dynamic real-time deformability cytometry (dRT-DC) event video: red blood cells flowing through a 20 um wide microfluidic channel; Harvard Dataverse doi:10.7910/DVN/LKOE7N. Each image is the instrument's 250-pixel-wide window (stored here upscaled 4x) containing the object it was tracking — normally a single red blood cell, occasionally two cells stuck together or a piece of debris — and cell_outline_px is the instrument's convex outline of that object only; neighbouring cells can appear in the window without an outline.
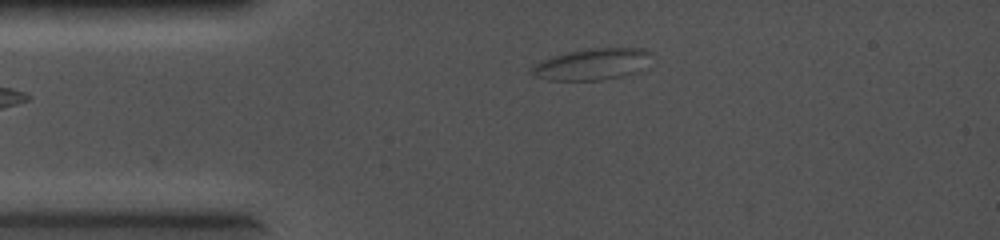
{"species": "common noctule bat (a hibernating species)", "species_latin": "Nyctalus noctula", "temperature_condition": "cold", "stored_images_in_passage": 13, "camera_frame_rate_fps": 5000, "um_per_image_px": 0.085, "animal": {"sex": "female", "body_mass_g": 19.0, "forearm_length_mm": 56.7}, "frame": {"image": 1, "passage_image": 2, "time_ms": 0.2, "image_size_px": [1000, 240], "cell_outline_px": [[652, 52], [648, 68], [640, 72], [624, 76], [600, 80], [548, 80], [532, 76], [528, 72], [540, 60], [568, 52], [588, 48], [644, 48]], "centroid_in_image_um": [50.4, 5.46], "position_along_channel_um": 34.6, "area_um2": 22.48}}
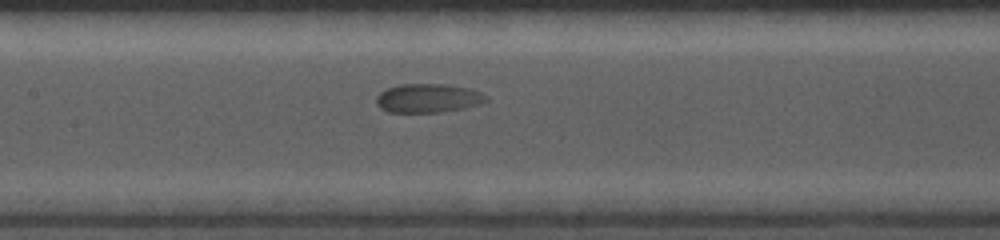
{"frame": {"image": 2, "passage_image": 7, "time_ms": 1.2, "image_size_px": [1000, 240], "cell_outline_px": [[488, 100], [480, 104], [464, 108], [440, 112], [388, 112], [380, 108], [376, 104], [376, 96], [380, 92], [388, 88], [400, 84], [444, 84], [468, 88], [480, 92], [488, 96]], "centroid_in_image_um": [36.38, 8.35], "position_along_channel_um": 171.0, "area_um2": 18.5}}
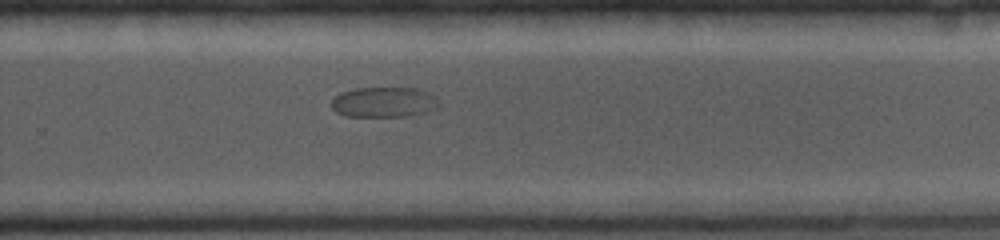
{"frame": {"image": 3, "passage_image": 13, "time_ms": 2.4, "image_size_px": [1000, 240], "cell_outline_px": [[440, 104], [436, 108], [404, 116], [344, 116], [336, 112], [332, 108], [332, 100], [340, 92], [356, 88], [416, 88], [428, 92], [436, 96]], "centroid_in_image_um": [32.61, 8.67], "position_along_channel_um": 297.2, "area_um2": 18.79}}